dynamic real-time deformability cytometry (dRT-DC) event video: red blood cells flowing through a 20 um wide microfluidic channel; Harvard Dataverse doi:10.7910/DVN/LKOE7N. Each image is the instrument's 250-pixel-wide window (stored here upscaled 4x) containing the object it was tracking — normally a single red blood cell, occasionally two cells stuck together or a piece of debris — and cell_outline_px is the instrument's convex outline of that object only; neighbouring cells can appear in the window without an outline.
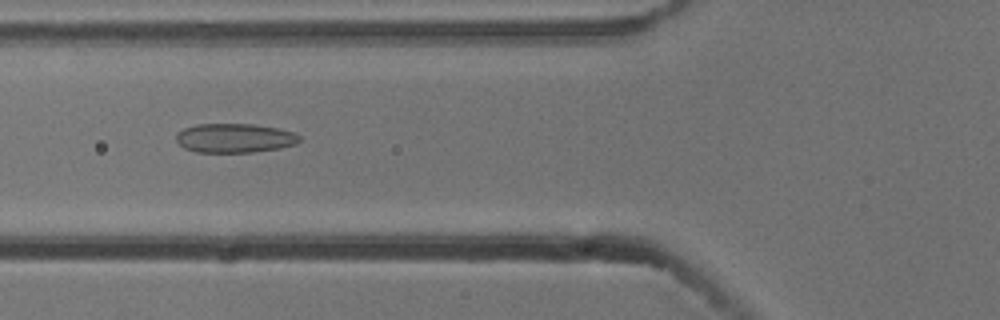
{"species": "common noctule bat (a hibernating species)", "species_latin": "Nyctalus noctula", "temperature_condition": "cold", "stored_images_in_passage": 51, "camera_frame_rate_fps": 3000, "um_per_image_px": 0.085, "animal": {"sex": "male", "body_mass_g": 13.3}, "frame": {"image": 1, "passage_image": 20, "time_ms": 6.333, "image_size_px": [1000, 320], "cell_outline_px": [[300, 140], [296, 144], [280, 148], [252, 152], [196, 152], [184, 148], [176, 140], [176, 132], [184, 128], [196, 124], [252, 124], [276, 128], [292, 132], [300, 136]], "centroid_in_image_um": [19.91, 11.73], "position_along_channel_um": 105.9, "area_um2": 20.92}}
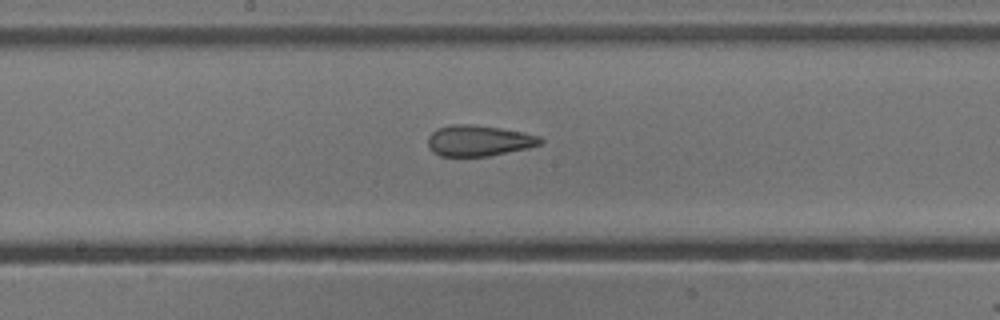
{"frame": {"image": 2, "passage_image": 28, "time_ms": 9.0, "image_size_px": [1000, 320], "cell_outline_px": [[544, 140], [540, 144], [528, 148], [488, 156], [440, 156], [432, 152], [428, 148], [428, 136], [432, 132], [440, 128], [452, 124], [472, 124], [500, 128], [524, 132], [540, 136]], "centroid_in_image_um": [40.69, 11.96], "position_along_channel_um": 207.5, "area_um2": 20.29}}
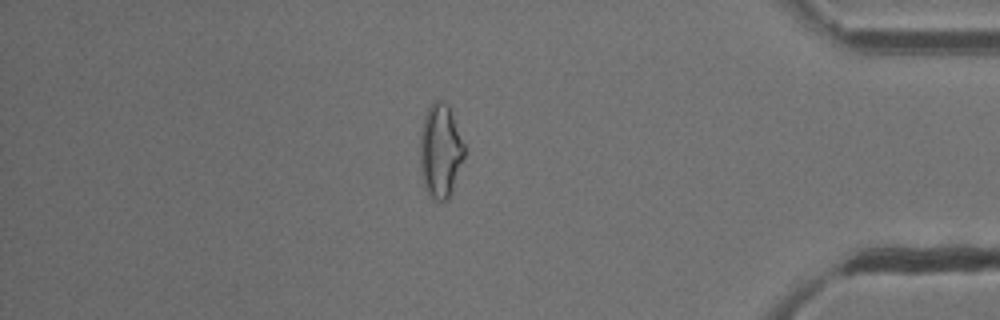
{"frame": {"image": 3, "passage_image": 46, "time_ms": 15.0, "image_size_px": [1000, 320], "cell_outline_px": [[464, 156], [448, 200], [444, 204], [432, 200], [428, 196], [424, 184], [420, 168], [420, 132], [424, 116], [428, 108], [436, 100], [440, 100], [448, 104], [464, 144]], "centroid_in_image_um": [37.41, 12.88], "position_along_channel_um": 397.8, "area_um2": 24.28}, "authors_computed_cell_mechanics": {"area_um2": 22.4842, "velocity_mm_per_s": 3.7761, "shape_relaxation_time_tau1_ms": 10.5872, "shape_relaxation_time_tau2_ms": 2.1681, "deformation_change_tau1": 0.1939, "deformation_change_tau2": 0.0982}}